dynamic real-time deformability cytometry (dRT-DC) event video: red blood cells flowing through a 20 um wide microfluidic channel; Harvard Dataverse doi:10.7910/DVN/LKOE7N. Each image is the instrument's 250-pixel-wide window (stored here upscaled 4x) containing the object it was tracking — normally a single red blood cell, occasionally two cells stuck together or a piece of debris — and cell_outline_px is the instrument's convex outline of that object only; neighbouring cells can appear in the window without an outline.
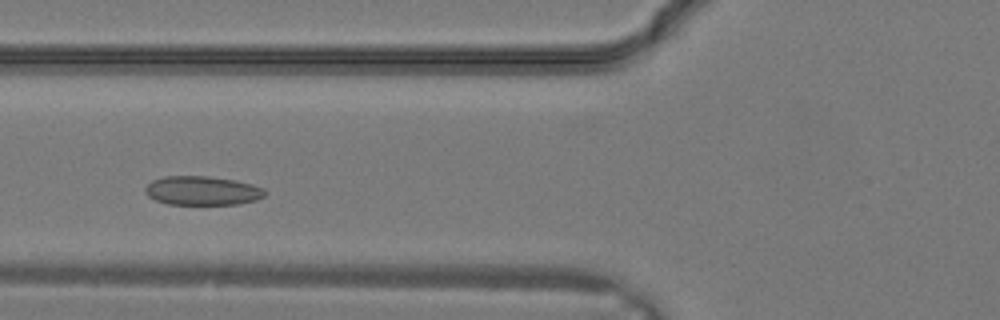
{"species": "common noctule bat (a hibernating species)", "species_latin": "Nyctalus noctula", "temperature_condition": "warm", "stored_images_in_passage": 21, "camera_frame_rate_fps": 3000, "um_per_image_px": 0.085, "animal": {"sex": "male", "body_mass_g": 19.2, "forearm_length_mm": 51.8}, "frame": {"image": 1, "passage_image": 6, "time_ms": 1.667, "image_size_px": [1000, 320], "cell_outline_px": [[268, 192], [264, 196], [256, 200], [236, 204], [168, 204], [156, 200], [148, 196], [144, 192], [144, 188], [152, 180], [164, 176], [208, 176], [236, 180], [252, 184], [264, 188]], "centroid_in_image_um": [17.2, 16.2], "position_along_channel_um": 108.6, "area_um2": 20.35}}
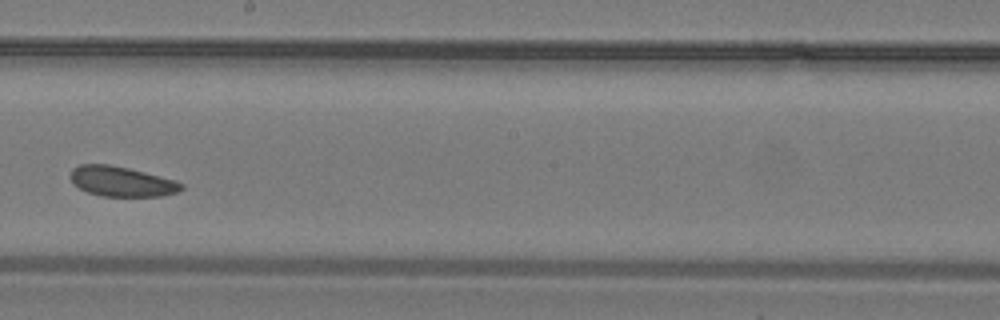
{"frame": {"image": 2, "passage_image": 12, "time_ms": 3.667, "image_size_px": [1000, 320], "cell_outline_px": [[184, 188], [176, 192], [160, 196], [100, 196], [88, 192], [72, 184], [72, 168], [80, 164], [108, 164], [128, 168], [176, 180], [184, 184]], "centroid_in_image_um": [10.34, 15.42], "position_along_channel_um": 237.9, "area_um2": 19.31}}
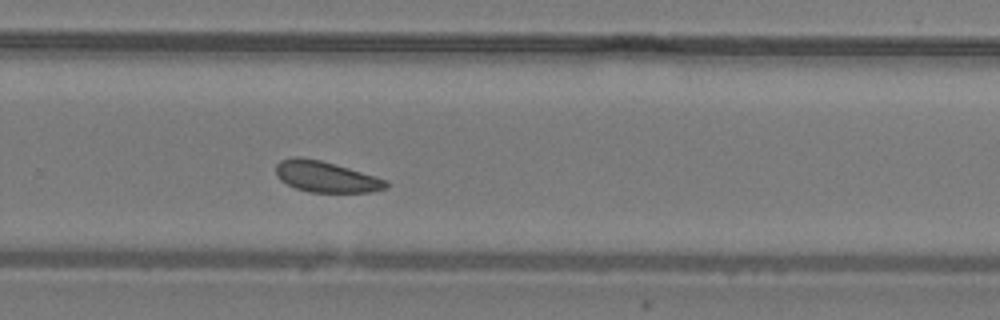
{"frame": {"image": 3, "passage_image": 15, "time_ms": 4.667, "image_size_px": [1000, 320], "cell_outline_px": [[388, 188], [368, 192], [308, 192], [296, 188], [280, 180], [276, 176], [276, 164], [280, 160], [296, 156], [300, 156], [320, 160], [348, 168], [388, 180]], "centroid_in_image_um": [27.68, 15.02], "position_along_channel_um": 302.1, "area_um2": 19.83}}